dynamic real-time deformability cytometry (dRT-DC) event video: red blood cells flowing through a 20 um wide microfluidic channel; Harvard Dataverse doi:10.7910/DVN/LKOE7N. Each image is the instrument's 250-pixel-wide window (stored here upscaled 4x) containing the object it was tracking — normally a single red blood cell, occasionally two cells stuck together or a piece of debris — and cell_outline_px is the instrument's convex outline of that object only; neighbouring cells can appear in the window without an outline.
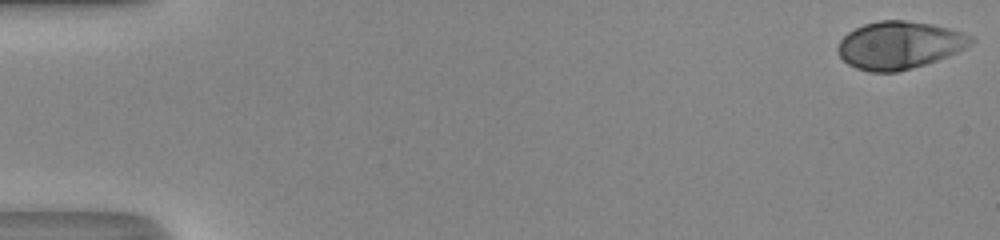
{"species": "human", "species_latin": "Homo sapiens", "temperature_condition": "room temperature", "stored_images_in_passage": 51, "camera_frame_rate_fps": 3000, "um_per_image_px": 0.085, "donor": {"sex": "male"}, "frame": {"image": 1, "passage_image": 1, "time_ms": 0.0, "image_size_px": [1000, 240], "cell_outline_px": [[976, 40], [972, 44], [948, 56], [912, 68], [896, 72], [868, 72], [856, 68], [848, 64], [840, 56], [836, 48], [840, 40], [848, 32], [864, 24], [880, 20], [904, 20], [932, 24], [964, 32], [972, 36]], "centroid_in_image_um": [76.44, 3.83], "position_along_channel_um": 8.6, "area_um2": 36.93}}
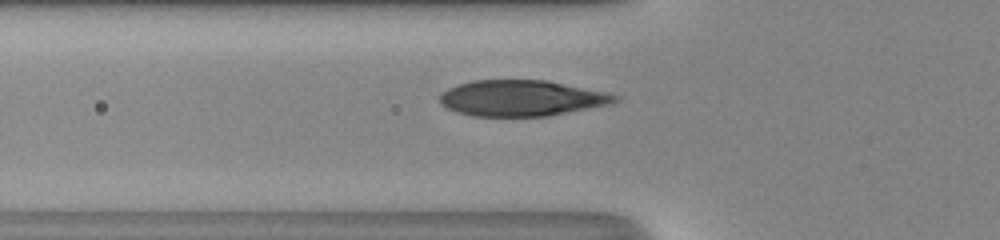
{"frame": {"image": 2, "passage_image": 19, "time_ms": 6.0, "image_size_px": [1000, 240], "cell_outline_px": [[620, 100], [608, 104], [548, 116], [472, 116], [456, 112], [440, 104], [440, 92], [448, 88], [472, 80], [544, 80], [604, 92], [620, 96]], "centroid_in_image_um": [44.27, 8.34], "position_along_channel_um": 81.5, "area_um2": 36.36}}
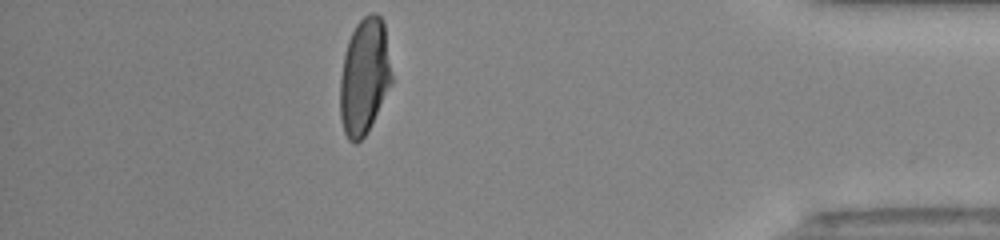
{"frame": {"image": 3, "passage_image": 45, "time_ms": 14.667, "image_size_px": [1000, 240], "cell_outline_px": [[392, 84], [368, 132], [356, 144], [352, 144], [348, 140], [344, 132], [340, 116], [340, 80], [344, 56], [348, 40], [356, 24], [368, 12], [376, 12], [384, 20], [392, 76]], "centroid_in_image_um": [30.98, 6.51], "position_along_channel_um": 404.2, "area_um2": 35.32}, "authors_computed_cell_mechanics": {"area_um2": 36.9342, "velocity_mm_per_s": 4.2007, "shape_relaxation_time_tau1_ms": 4.3501, "shape_relaxation_time_tau2_ms": null, "deformation_change_tau1": 0.2379, "deformation_change_tau2": null}}